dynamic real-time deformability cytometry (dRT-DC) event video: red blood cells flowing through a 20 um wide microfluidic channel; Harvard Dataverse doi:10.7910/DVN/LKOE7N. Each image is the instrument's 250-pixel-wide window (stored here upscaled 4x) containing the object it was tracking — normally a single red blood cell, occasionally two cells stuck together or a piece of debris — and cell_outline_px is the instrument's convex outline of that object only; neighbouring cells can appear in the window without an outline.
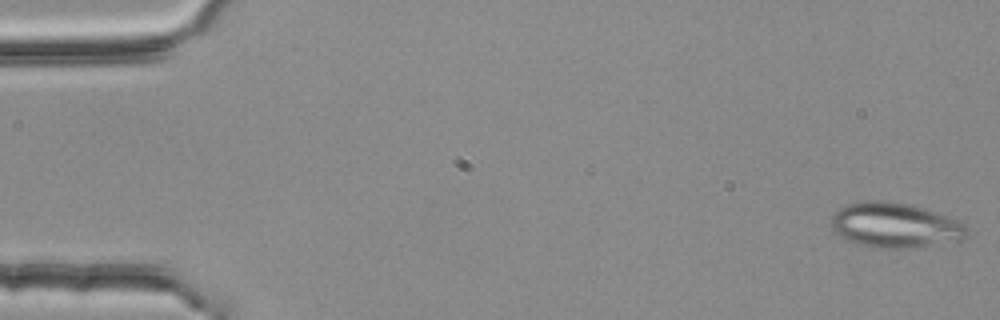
{"species": "common noctule bat (a hibernating species)", "species_latin": "Nyctalus noctula", "temperature_condition": "room temperature", "stored_images_in_passage": 3, "camera_frame_rate_fps": 3000, "um_per_image_px": 0.085, "animal": {"sex": "female", "body_mass_g": 25.1}, "frame": {"image": 1, "passage_image": 1, "time_ms": 0.0, "image_size_px": [1000, 320], "cell_outline_px": [[968, 236], [964, 240], [916, 248], [876, 248], [856, 244], [840, 236], [832, 228], [832, 216], [840, 208], [848, 204], [868, 200], [888, 200], [912, 204], [936, 212], [956, 220], [964, 224], [968, 228]], "centroid_in_image_um": [76.12, 19.15], "position_along_channel_um": 8.9, "area_um2": 35.95}}